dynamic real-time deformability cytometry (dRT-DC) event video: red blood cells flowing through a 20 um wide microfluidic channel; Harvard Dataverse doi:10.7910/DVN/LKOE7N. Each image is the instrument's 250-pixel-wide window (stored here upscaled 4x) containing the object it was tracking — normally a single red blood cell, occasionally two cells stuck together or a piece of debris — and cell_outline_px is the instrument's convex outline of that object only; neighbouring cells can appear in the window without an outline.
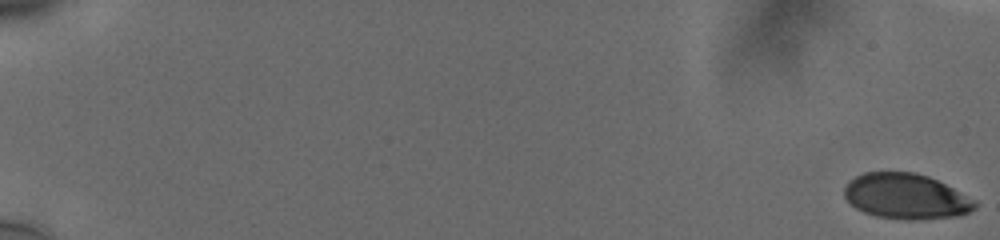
{"species": "human", "species_latin": "Homo sapiens", "temperature_condition": "cold", "stored_images_in_passage": 52, "camera_frame_rate_fps": 3000, "um_per_image_px": 0.085, "donor": {"sex": "male"}, "frame": {"image": 1, "passage_image": 1, "time_ms": 0.0, "image_size_px": [1000, 240], "cell_outline_px": [[976, 208], [960, 216], [916, 220], [908, 220], [876, 216], [864, 212], [856, 208], [844, 196], [844, 188], [856, 176], [864, 172], [916, 172], [928, 176], [976, 200]], "centroid_in_image_um": [77.03, 16.7], "position_along_channel_um": 8.0, "area_um2": 34.39}}
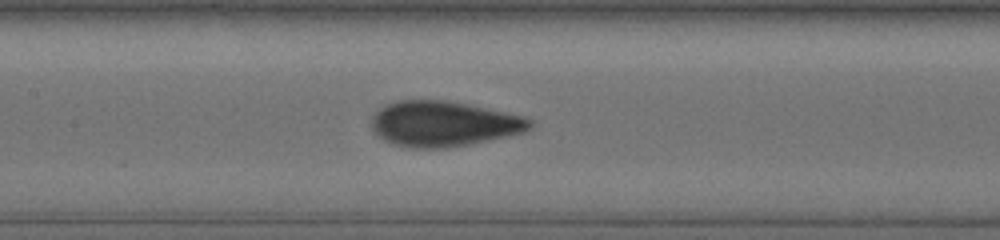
{"frame": {"image": 2, "passage_image": 31, "time_ms": 10.0, "image_size_px": [1000, 240], "cell_outline_px": [[532, 128], [524, 132], [508, 136], [448, 148], [412, 148], [392, 144], [376, 136], [372, 128], [372, 116], [384, 104], [396, 100], [444, 100], [524, 116], [532, 120]], "centroid_in_image_um": [37.66, 10.53], "position_along_channel_um": 169.7, "area_um2": 41.85}}
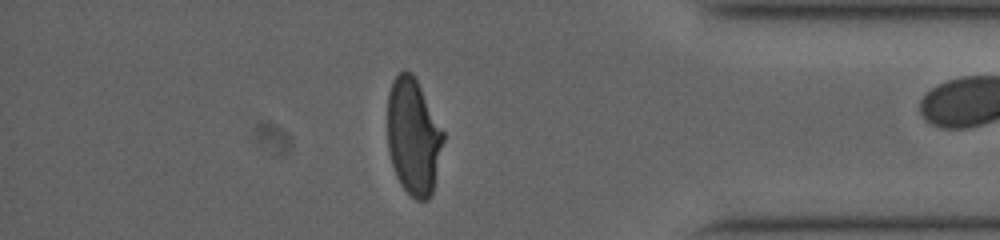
{"frame": {"image": 3, "passage_image": 51, "time_ms": 16.667, "image_size_px": [1000, 240], "cell_outline_px": [[444, 140], [432, 192], [428, 200], [416, 200], [400, 184], [396, 176], [392, 164], [388, 148], [388, 92], [392, 80], [404, 68], [412, 72], [444, 132]], "centroid_in_image_um": [35.12, 11.59], "position_along_channel_um": 400.1, "area_um2": 37.69}}